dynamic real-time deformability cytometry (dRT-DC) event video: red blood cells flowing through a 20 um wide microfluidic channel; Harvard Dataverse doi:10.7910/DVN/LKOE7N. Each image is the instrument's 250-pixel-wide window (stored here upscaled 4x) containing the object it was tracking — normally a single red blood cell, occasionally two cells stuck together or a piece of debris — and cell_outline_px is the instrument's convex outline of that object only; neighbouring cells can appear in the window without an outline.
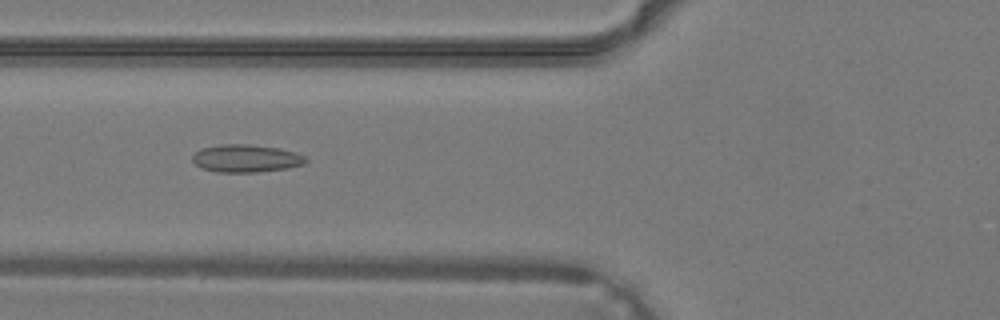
{"species": "common noctule bat (a hibernating species)", "species_latin": "Nyctalus noctula", "temperature_condition": "warm", "stored_images_in_passage": 40, "camera_frame_rate_fps": 3000, "um_per_image_px": 0.085, "animal": {"sex": "male", "body_mass_g": 19.2, "forearm_length_mm": 51.8}, "frame": {"image": 1, "passage_image": 16, "time_ms": 5.0, "image_size_px": [1000, 320], "cell_outline_px": [[308, 160], [304, 164], [288, 168], [256, 172], [216, 172], [200, 168], [192, 160], [192, 156], [196, 152], [204, 148], [224, 144], [248, 144], [280, 148], [296, 152], [304, 156]], "centroid_in_image_um": [20.93, 13.47], "position_along_channel_um": 104.9, "area_um2": 18.26}}
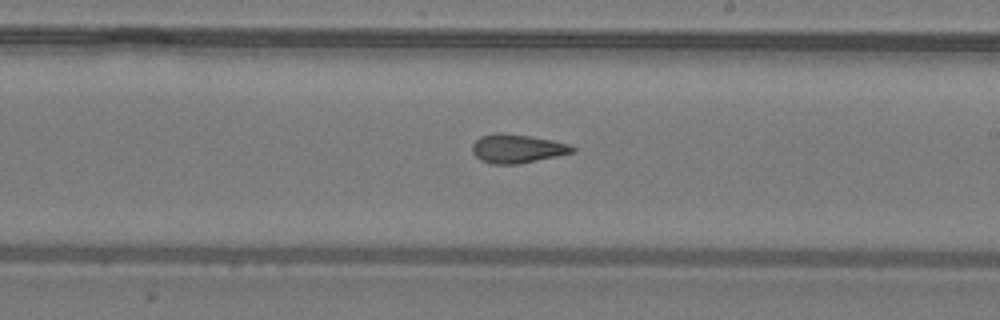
{"frame": {"image": 2, "passage_image": 24, "time_ms": 7.667, "image_size_px": [1000, 320], "cell_outline_px": [[576, 152], [516, 164], [492, 164], [480, 160], [472, 152], [472, 144], [480, 136], [496, 132], [532, 136], [552, 140], [568, 144], [576, 148]], "centroid_in_image_um": [43.94, 12.62], "position_along_channel_um": 245.1, "area_um2": 16.76}}
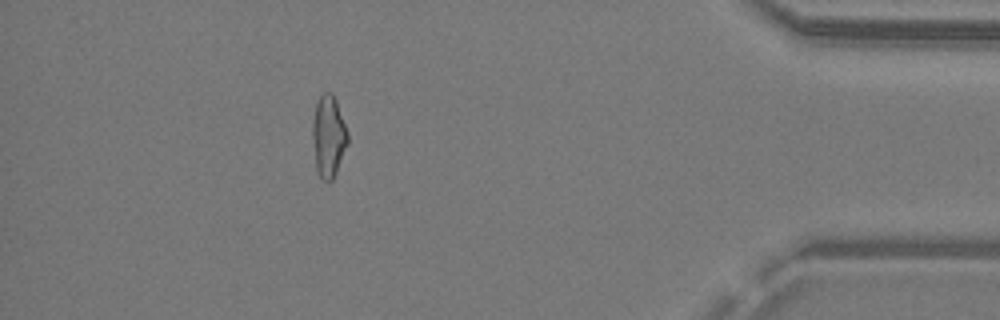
{"frame": {"image": 3, "passage_image": 36, "time_ms": 11.667, "image_size_px": [1000, 320], "cell_outline_px": [[348, 144], [336, 172], [332, 180], [324, 180], [316, 172], [312, 136], [312, 120], [316, 104], [320, 96], [324, 92], [332, 92], [336, 100], [348, 132]], "centroid_in_image_um": [27.92, 11.57], "position_along_channel_um": 407.3, "area_um2": 16.82}}